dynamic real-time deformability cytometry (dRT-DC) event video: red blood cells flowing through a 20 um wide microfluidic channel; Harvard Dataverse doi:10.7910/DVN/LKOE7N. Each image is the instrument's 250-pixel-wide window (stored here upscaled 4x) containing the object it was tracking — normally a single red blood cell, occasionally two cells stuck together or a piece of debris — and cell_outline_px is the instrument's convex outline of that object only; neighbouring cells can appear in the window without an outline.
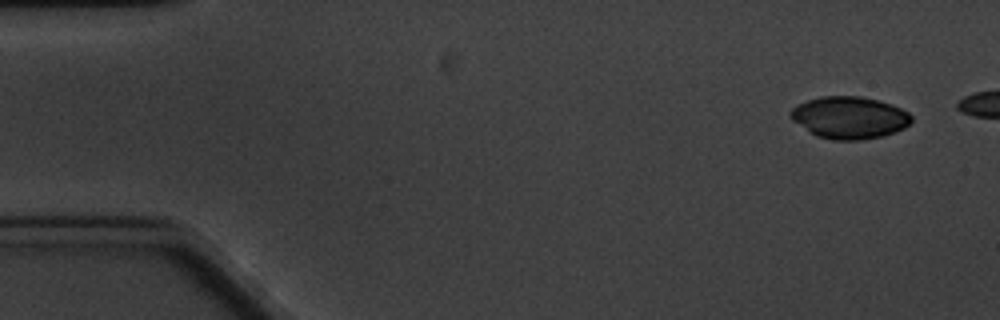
{"species": "common noctule bat (a hibernating species)", "species_latin": "Nyctalus noctula", "temperature_condition": "cold", "stored_images_in_passage": 4, "camera_frame_rate_fps": 3000, "um_per_image_px": 0.085, "animal": {"sex": "male", "body_mass_g": 20.1, "forearm_length_mm": 53.5}, "frame": {"image": 1, "passage_image": 1, "time_ms": 0.0, "image_size_px": [1000, 320], "cell_outline_px": [[912, 120], [904, 128], [880, 136], [860, 140], [832, 140], [816, 136], [792, 120], [788, 116], [788, 112], [792, 108], [808, 100], [820, 96], [860, 96], [892, 104], [908, 112], [912, 116]], "centroid_in_image_um": [72.17, 9.99], "position_along_channel_um": 12.8, "area_um2": 29.54}}